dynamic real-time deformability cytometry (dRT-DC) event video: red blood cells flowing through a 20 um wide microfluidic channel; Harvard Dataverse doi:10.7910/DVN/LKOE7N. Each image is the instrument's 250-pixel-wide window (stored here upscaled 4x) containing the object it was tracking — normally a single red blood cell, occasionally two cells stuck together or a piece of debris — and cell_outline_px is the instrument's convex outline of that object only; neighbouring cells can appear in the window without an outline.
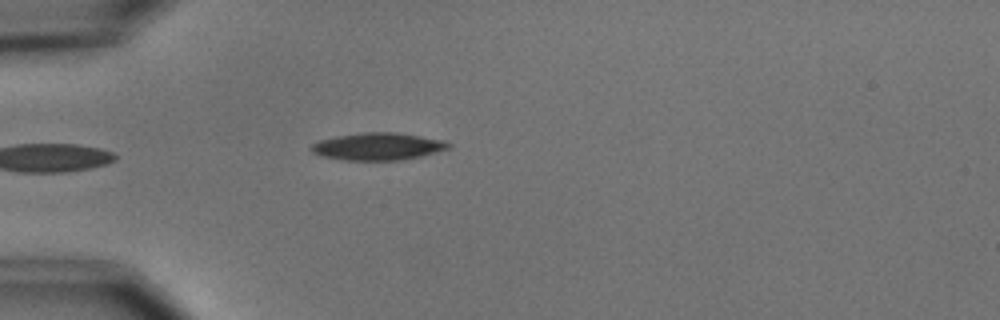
{"species": "common noctule bat (a hibernating species)", "species_latin": "Nyctalus noctula", "temperature_condition": "cold", "stored_images_in_passage": 4, "camera_frame_rate_fps": 3000, "um_per_image_px": 0.085, "animal": {"sex": "male", "body_mass_g": 15.6}, "frame": {"image": 1, "passage_image": 4, "time_ms": 3.667, "image_size_px": [1000, 320], "cell_outline_px": [[452, 144], [448, 148], [420, 156], [400, 160], [344, 160], [320, 156], [312, 152], [308, 148], [312, 144], [320, 140], [336, 136], [364, 132], [396, 132], [444, 140]], "centroid_in_image_um": [32.07, 12.44], "position_along_channel_um": 52.9, "area_um2": 21.79}}